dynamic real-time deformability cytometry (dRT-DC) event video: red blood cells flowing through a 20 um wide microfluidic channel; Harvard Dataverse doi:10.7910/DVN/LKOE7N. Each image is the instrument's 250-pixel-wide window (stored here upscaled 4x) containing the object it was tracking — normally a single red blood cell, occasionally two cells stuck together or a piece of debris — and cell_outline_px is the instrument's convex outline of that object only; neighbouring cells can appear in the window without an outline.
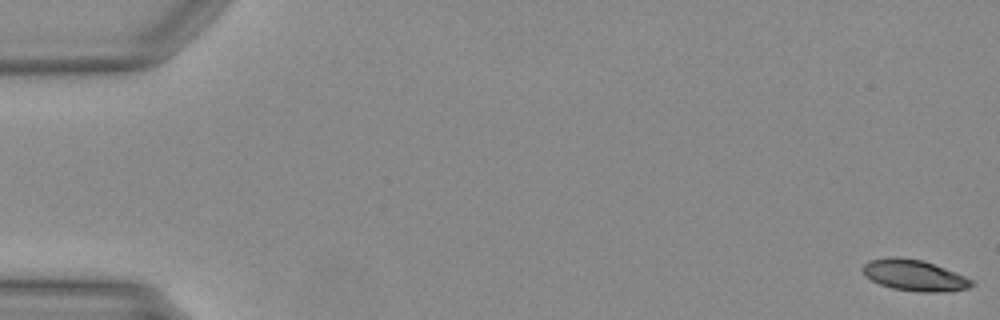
{"species": "Egyptian fruit bat (a non-hibernating species)", "species_latin": "Rousettus aegyptiacus", "temperature_condition": "warm", "stored_images_in_passage": 51, "camera_frame_rate_fps": 3000, "um_per_image_px": 0.085, "animal": {"sex": "female"}, "frame": {"image": 1, "passage_image": 1, "time_ms": 0.0, "image_size_px": [1000, 320], "cell_outline_px": [[976, 284], [968, 288], [952, 292], [916, 292], [892, 288], [880, 284], [864, 276], [860, 268], [868, 260], [892, 256], [900, 256], [924, 260], [956, 272], [972, 280]], "centroid_in_image_um": [77.71, 23.4], "position_along_channel_um": 7.3, "area_um2": 20.23}}
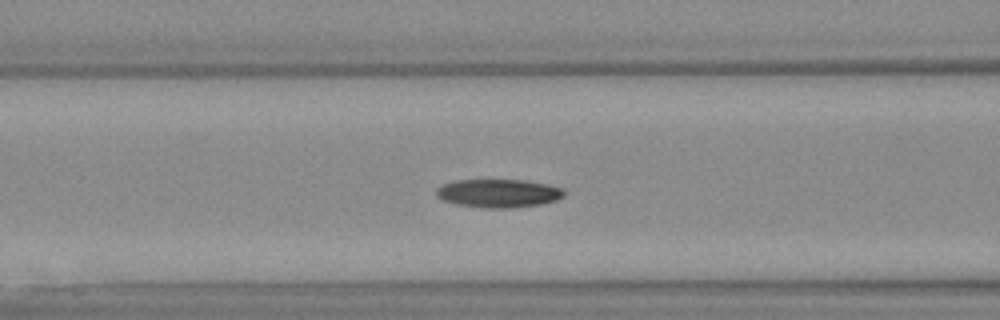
{"frame": {"image": 2, "passage_image": 21, "time_ms": 6.667, "image_size_px": [1000, 320], "cell_outline_px": [[564, 196], [556, 200], [540, 204], [508, 208], [484, 208], [456, 204], [440, 200], [436, 196], [436, 188], [444, 184], [456, 180], [524, 180], [548, 184], [564, 188]], "centroid_in_image_um": [42.35, 16.43], "position_along_channel_um": 124.2, "area_um2": 21.21}}
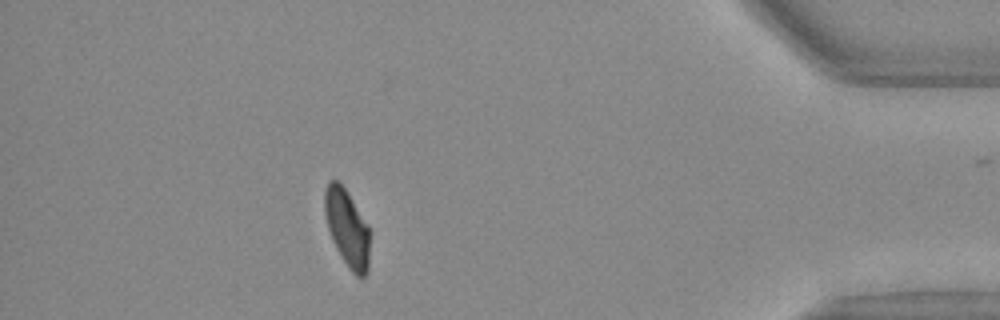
{"frame": {"image": 3, "passage_image": 45, "time_ms": 14.667, "image_size_px": [1000, 320], "cell_outline_px": [[368, 272], [364, 276], [356, 276], [348, 268], [336, 248], [332, 240], [328, 228], [324, 212], [324, 192], [328, 180], [336, 180], [344, 188], [368, 228]], "centroid_in_image_um": [29.46, 19.4], "position_along_channel_um": 405.7, "area_um2": 19.65}}